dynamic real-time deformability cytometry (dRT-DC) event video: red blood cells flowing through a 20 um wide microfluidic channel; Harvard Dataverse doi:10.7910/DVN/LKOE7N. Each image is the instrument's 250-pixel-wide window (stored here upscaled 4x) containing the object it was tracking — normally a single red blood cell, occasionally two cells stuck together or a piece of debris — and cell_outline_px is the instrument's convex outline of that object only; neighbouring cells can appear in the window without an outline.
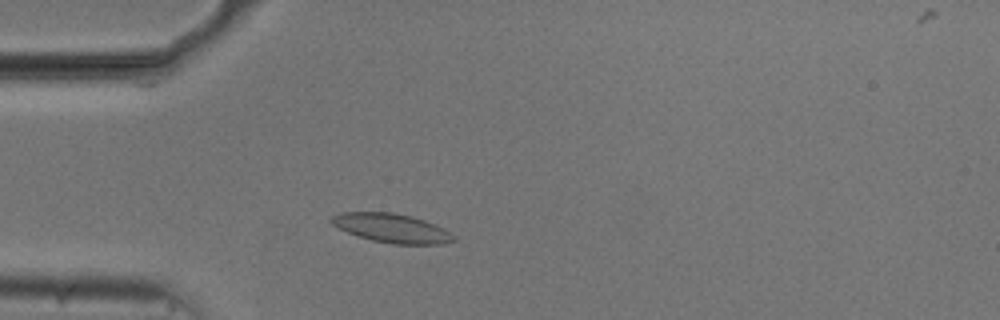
{"species": "common noctule bat (a hibernating species)", "species_latin": "Nyctalus noctula", "temperature_condition": "cold", "stored_images_in_passage": 34, "camera_frame_rate_fps": 3000, "um_per_image_px": 0.085, "animal": {"sex": "male", "body_mass_g": 20.5, "forearm_length_mm": 52.5}, "frame": {"image": 1, "passage_image": 5, "time_ms": 1.333, "image_size_px": [1000, 320], "cell_outline_px": [[456, 240], [440, 244], [392, 244], [372, 240], [356, 236], [332, 224], [328, 220], [332, 216], [340, 212], [392, 212], [412, 216], [424, 220], [444, 228], [452, 232], [456, 236]], "centroid_in_image_um": [33.31, 19.39], "position_along_channel_um": 51.7, "area_um2": 20.81}}
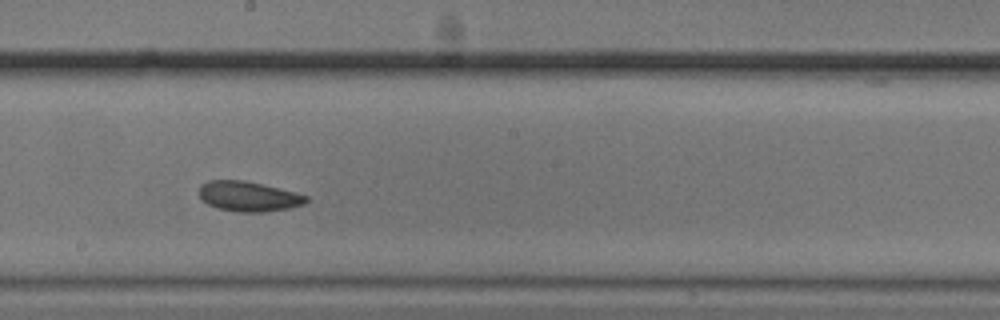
{"frame": {"image": 2, "passage_image": 20, "time_ms": 6.333, "image_size_px": [1000, 320], "cell_outline_px": [[308, 200], [304, 204], [288, 208], [260, 212], [236, 212], [216, 208], [208, 204], [200, 196], [200, 184], [208, 180], [244, 180], [296, 192], [308, 196]], "centroid_in_image_um": [21.12, 16.69], "position_along_channel_um": 227.1, "area_um2": 18.67}}
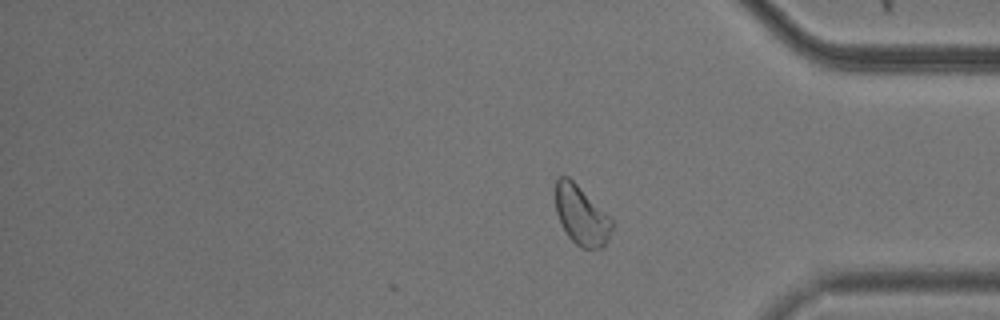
{"frame": {"image": 3, "passage_image": 34, "time_ms": 11.0, "image_size_px": [1000, 320], "cell_outline_px": [[612, 228], [608, 240], [604, 248], [580, 248], [568, 236], [556, 212], [552, 192], [556, 176], [568, 176], [612, 220]], "centroid_in_image_um": [49.35, 18.28], "position_along_channel_um": 385.9, "area_um2": 19.54}, "authors_computed_cell_mechanics": {"area_um2": 18.9295, "velocity_mm_per_s": 3.6934, "shape_relaxation_time_tau1_ms": 2.8327, "shape_relaxation_time_tau2_ms": 3.0334, "deformation_change_tau1": 0.0683, "deformation_change_tau2": 0.0518}}